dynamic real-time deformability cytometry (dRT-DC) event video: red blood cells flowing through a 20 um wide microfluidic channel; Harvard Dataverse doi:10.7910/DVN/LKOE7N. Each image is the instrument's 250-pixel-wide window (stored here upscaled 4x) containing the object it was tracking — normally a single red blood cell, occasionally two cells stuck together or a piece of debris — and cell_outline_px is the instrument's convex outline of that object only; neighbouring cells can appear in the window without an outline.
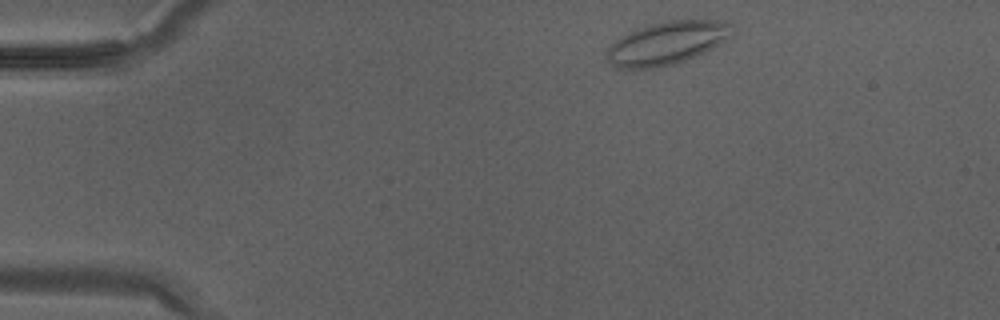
{"species": "Egyptian fruit bat (a non-hibernating species)", "species_latin": "Rousettus aegyptiacus", "temperature_condition": "warm", "stored_images_in_passage": 30, "camera_frame_rate_fps": 3000, "um_per_image_px": 0.085, "animal": {"sex": "male"}, "frame": {"image": 1, "passage_image": 1, "time_ms": 0.0, "image_size_px": [1000, 320], "cell_outline_px": [[732, 36], [728, 40], [704, 52], [684, 60], [660, 68], [616, 68], [604, 56], [604, 52], [616, 40], [628, 32], [652, 24], [668, 20], [728, 20], [732, 24]], "centroid_in_image_um": [56.71, 3.65], "position_along_channel_um": 28.3, "area_um2": 31.44}}
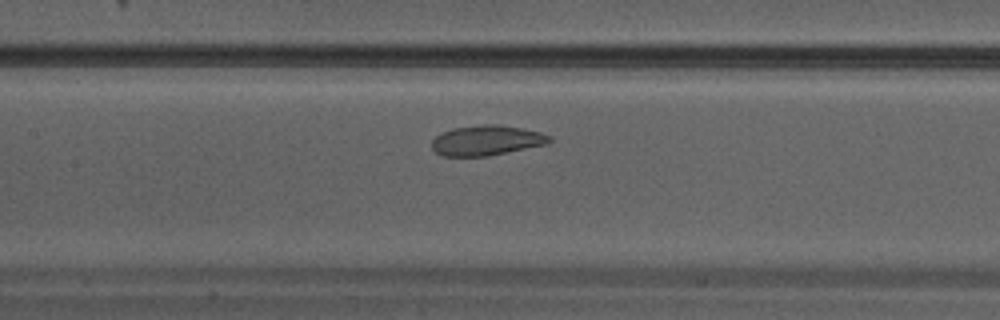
{"frame": {"image": 2, "passage_image": 12, "time_ms": 3.667, "image_size_px": [1000, 320], "cell_outline_px": [[552, 140], [548, 144], [488, 156], [440, 156], [432, 148], [432, 140], [440, 132], [452, 128], [484, 124], [496, 124], [520, 128], [540, 132], [552, 136]], "centroid_in_image_um": [41.35, 11.93], "position_along_channel_um": 166.1, "area_um2": 20.75}}
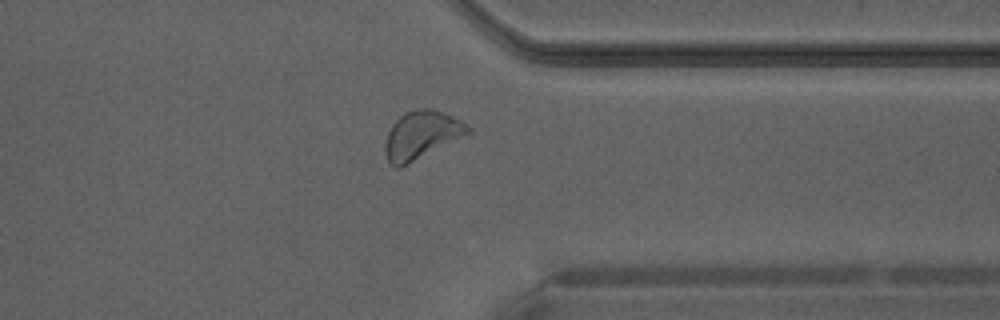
{"frame": {"image": 3, "passage_image": 23, "time_ms": 7.333, "image_size_px": [1000, 320], "cell_outline_px": [[472, 132], [400, 168], [396, 168], [388, 160], [384, 152], [384, 144], [388, 132], [392, 124], [404, 112], [416, 108], [432, 108], [452, 116], [460, 120], [472, 128]], "centroid_in_image_um": [35.81, 11.47], "position_along_channel_um": 375.6, "area_um2": 23.18}}